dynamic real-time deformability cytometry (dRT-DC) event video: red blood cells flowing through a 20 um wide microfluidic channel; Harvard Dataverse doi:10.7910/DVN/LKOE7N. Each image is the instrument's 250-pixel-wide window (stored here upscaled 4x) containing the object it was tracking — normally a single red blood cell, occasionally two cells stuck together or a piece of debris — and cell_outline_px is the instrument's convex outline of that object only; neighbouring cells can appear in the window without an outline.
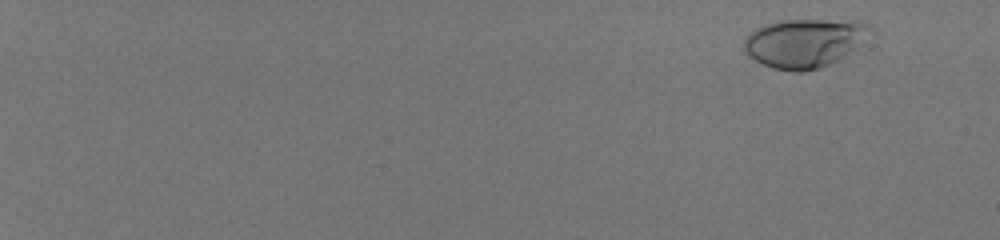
{"species": "human", "species_latin": "Homo sapiens", "temperature_condition": "room temperature", "stored_images_in_passage": 58, "camera_frame_rate_fps": 3000, "um_per_image_px": 0.085, "donor": {"sex": "male"}, "frame": {"image": 1, "passage_image": 6, "time_ms": 1.667, "image_size_px": [1000, 240], "cell_outline_px": [[872, 28], [856, 48], [840, 60], [820, 68], [800, 72], [792, 72], [772, 68], [748, 56], [744, 48], [744, 40], [756, 28], [768, 24], [784, 20], [824, 20], [868, 24]], "centroid_in_image_um": [68.34, 3.69], "position_along_channel_um": 16.7, "area_um2": 35.26}}
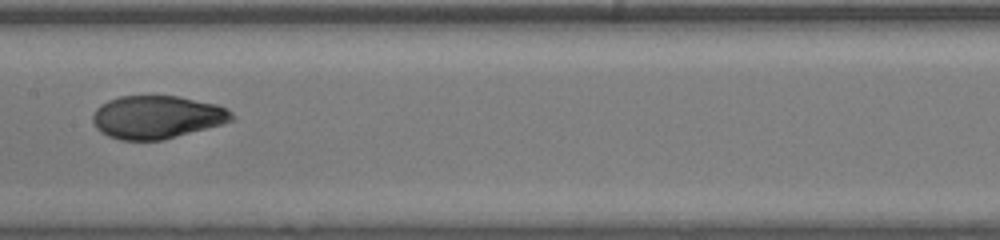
{"frame": {"image": 2, "passage_image": 37, "time_ms": 12.0, "image_size_px": [1000, 240], "cell_outline_px": [[236, 120], [160, 140], [120, 140], [108, 136], [100, 132], [96, 128], [92, 120], [92, 116], [96, 108], [100, 104], [108, 100], [120, 96], [176, 96], [216, 104], [228, 108], [236, 116]], "centroid_in_image_um": [13.33, 9.95], "position_along_channel_um": 194.1, "area_um2": 34.8}}
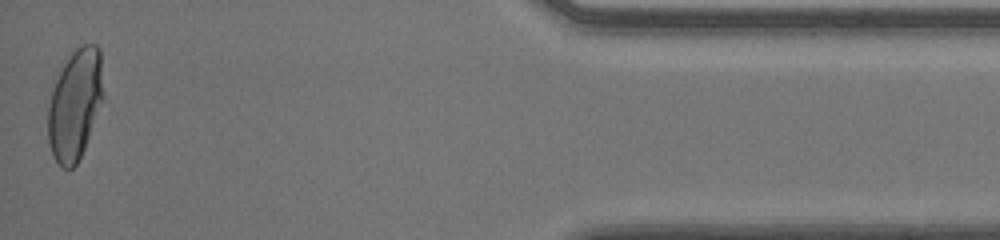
{"frame": {"image": 3, "passage_image": 58, "time_ms": 19.0, "image_size_px": [1000, 240], "cell_outline_px": [[104, 100], [84, 148], [76, 164], [72, 168], [64, 168], [56, 160], [52, 152], [48, 140], [48, 108], [56, 68], [76, 48], [84, 44], [96, 44], [100, 48], [104, 96]], "centroid_in_image_um": [6.37, 8.79], "position_along_channel_um": 428.8, "area_um2": 36.3}, "authors_computed_cell_mechanics": {"area_um2": 34.7667, "velocity_mm_per_s": 4.0796, "shape_relaxation_time_tau1_ms": 9.5595, "shape_relaxation_time_tau2_ms": null, "deformation_change_tau1": 0.3354, "deformation_change_tau2": null}}